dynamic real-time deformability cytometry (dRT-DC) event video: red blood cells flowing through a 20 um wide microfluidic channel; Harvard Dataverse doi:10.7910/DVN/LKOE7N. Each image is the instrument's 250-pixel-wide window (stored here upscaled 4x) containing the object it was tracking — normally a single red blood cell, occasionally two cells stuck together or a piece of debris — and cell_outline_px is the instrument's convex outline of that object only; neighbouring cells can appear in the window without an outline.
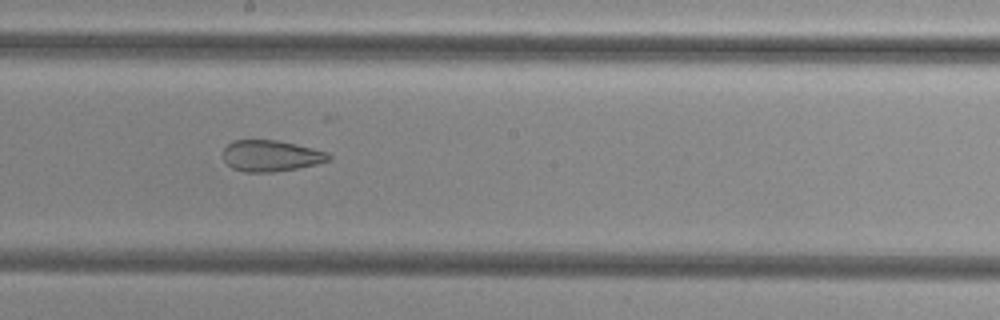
{"species": "common noctule bat (a hibernating species)", "species_latin": "Nyctalus noctula", "temperature_condition": "cold", "stored_images_in_passage": 41, "camera_frame_rate_fps": 3000, "um_per_image_px": 0.085, "animal": {"sex": "female", "body_mass_g": 29.2, "forearm_length_mm": 56.3}, "frame": {"image": 1, "passage_image": 18, "time_ms": 5.667, "image_size_px": [1000, 320], "cell_outline_px": [[332, 156], [328, 160], [316, 164], [296, 168], [272, 172], [244, 172], [232, 168], [224, 160], [224, 148], [232, 140], [276, 140], [296, 144], [328, 152]], "centroid_in_image_um": [23.02, 13.24], "position_along_channel_um": 225.2, "area_um2": 19.07}}
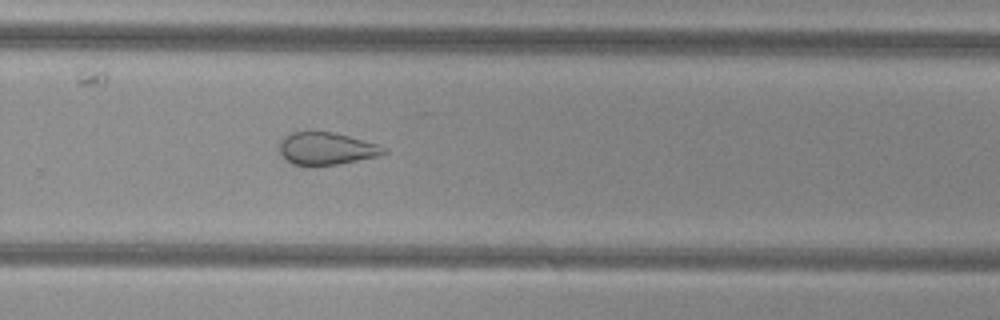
{"frame": {"image": 2, "passage_image": 24, "time_ms": 7.667, "image_size_px": [1000, 320], "cell_outline_px": [[388, 152], [380, 156], [316, 168], [308, 168], [292, 164], [284, 160], [280, 156], [280, 144], [284, 136], [292, 132], [332, 132], [348, 136], [376, 144], [388, 148]], "centroid_in_image_um": [27.71, 12.68], "position_along_channel_um": 302.1, "area_um2": 20.23}, "authors_computed_cell_mechanics": {"area_um2": 23.698, "velocity_mm_per_s": 3.8514, "shape_relaxation_time_tau1_ms": null, "shape_relaxation_time_tau2_ms": 2.6291, "deformation_change_tau1": null, "deformation_change_tau2": 0.112}}